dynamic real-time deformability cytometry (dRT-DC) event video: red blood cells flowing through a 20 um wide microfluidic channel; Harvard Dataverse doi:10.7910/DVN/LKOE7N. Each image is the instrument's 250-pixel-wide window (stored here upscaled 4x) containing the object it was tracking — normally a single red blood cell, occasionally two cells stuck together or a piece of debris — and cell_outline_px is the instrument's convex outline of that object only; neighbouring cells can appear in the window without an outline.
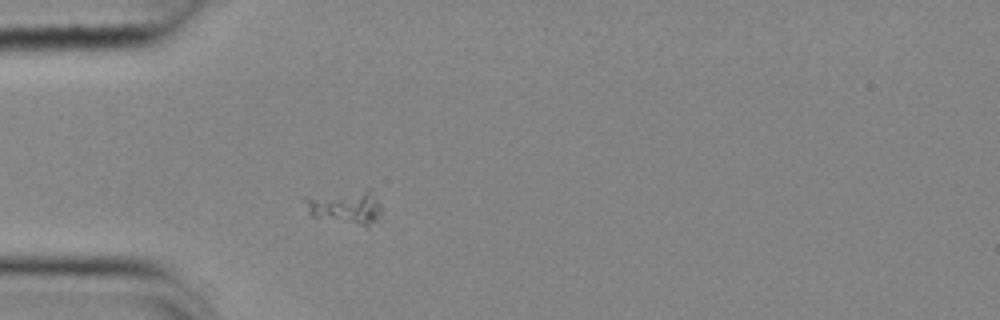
{"species": "common noctule bat (a hibernating species)", "species_latin": "Nyctalus noctula", "temperature_condition": "cold", "stored_images_in_passage": 48, "camera_frame_rate_fps": 3000, "um_per_image_px": 0.085, "animal": {"sex": "female", "body_mass_g": 25.1}, "frame": {"image": 1, "passage_image": 8, "time_ms": 2.333, "image_size_px": [1000, 320], "cell_outline_px": [[380, 212], [376, 220], [368, 228], [312, 216], [308, 212], [304, 200], [308, 196], [368, 188], [372, 188], [380, 208]], "centroid_in_image_um": [29.39, 17.59], "position_along_channel_um": 55.6, "area_um2": 15.32}}
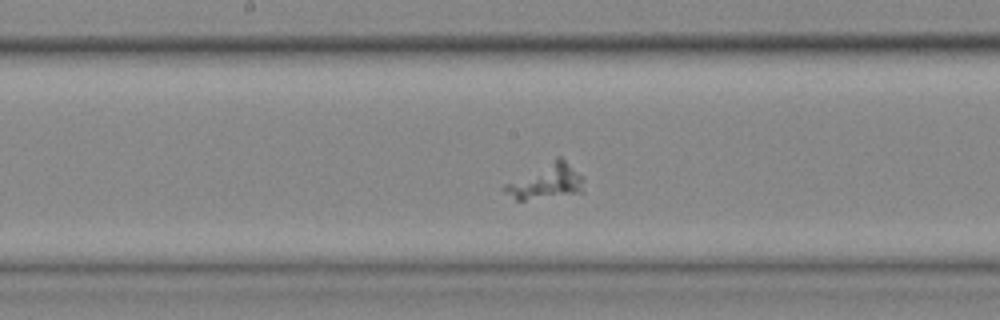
{"frame": {"image": 2, "passage_image": 21, "time_ms": 6.667, "image_size_px": [1000, 320], "cell_outline_px": [[584, 192], [524, 200], [516, 200], [504, 192], [500, 188], [504, 184], [556, 156], [560, 156], [584, 176]], "centroid_in_image_um": [46.43, 15.41], "position_along_channel_um": 201.8, "area_um2": 16.47}}
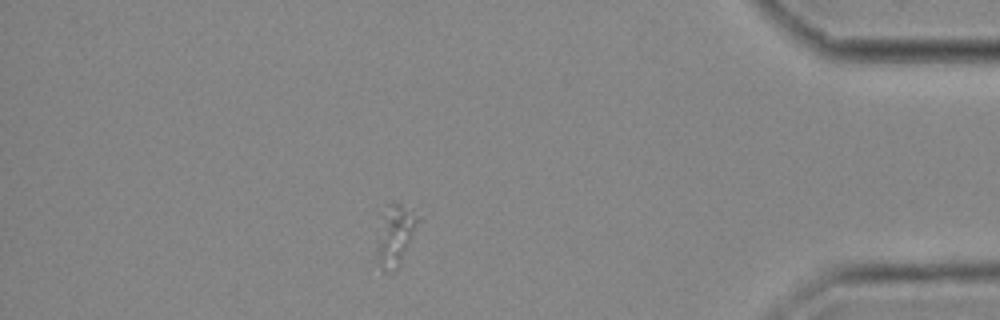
{"frame": {"image": 3, "passage_image": 41, "time_ms": 13.333, "image_size_px": [1000, 320], "cell_outline_px": [[420, 220], [400, 268], [384, 272], [380, 272], [368, 268], [376, 212], [388, 204], [400, 204]], "centroid_in_image_um": [33.29, 20.18], "position_along_channel_um": 401.9, "area_um2": 17.51}}